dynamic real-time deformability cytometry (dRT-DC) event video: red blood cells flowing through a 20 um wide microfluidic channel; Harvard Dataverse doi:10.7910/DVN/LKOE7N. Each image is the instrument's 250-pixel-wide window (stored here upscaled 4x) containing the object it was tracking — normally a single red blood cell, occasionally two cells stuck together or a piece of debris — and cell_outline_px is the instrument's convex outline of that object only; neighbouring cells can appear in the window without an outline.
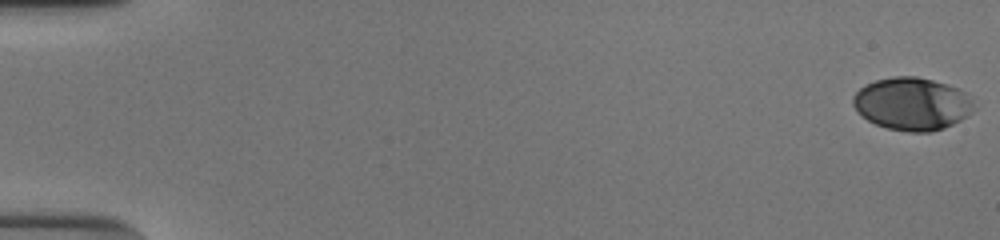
{"species": "human", "species_latin": "Homo sapiens", "temperature_condition": "cold", "stored_images_in_passage": 54, "camera_frame_rate_fps": 3000, "um_per_image_px": 0.085, "donor": {"sex": "male"}, "frame": {"image": 1, "passage_image": 1, "time_ms": 0.0, "image_size_px": [1000, 240], "cell_outline_px": [[976, 108], [968, 116], [944, 128], [932, 132], [908, 132], [888, 128], [876, 124], [868, 120], [852, 104], [852, 96], [864, 84], [876, 80], [892, 76], [916, 76], [948, 84], [964, 92], [972, 100]], "centroid_in_image_um": [77.54, 8.82], "position_along_channel_um": 7.5, "area_um2": 37.17}}
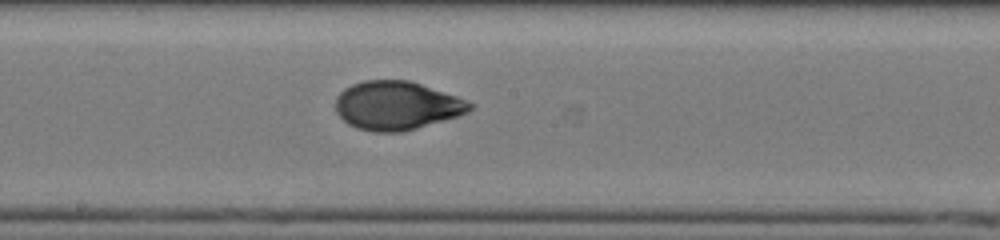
{"frame": {"image": 2, "passage_image": 31, "time_ms": 10.0, "image_size_px": [1000, 240], "cell_outline_px": [[476, 104], [468, 112], [456, 116], [416, 128], [400, 132], [372, 132], [356, 128], [348, 124], [336, 112], [336, 96], [344, 88], [352, 84], [364, 80], [408, 80], [456, 96]], "centroid_in_image_um": [33.69, 8.97], "position_along_channel_um": 214.5, "area_um2": 37.86}}
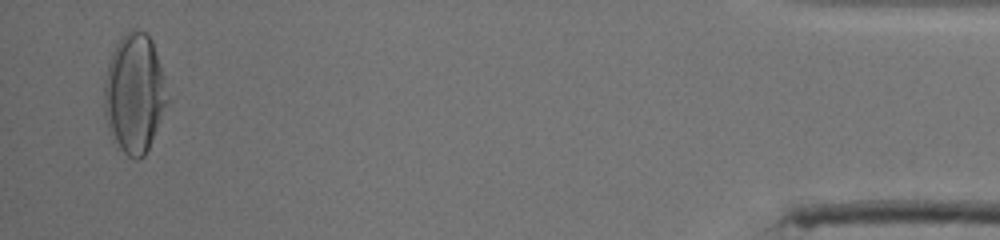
{"frame": {"image": 3, "passage_image": 53, "time_ms": 17.333, "image_size_px": [1000, 240], "cell_outline_px": [[172, 100], [144, 156], [140, 160], [136, 160], [128, 156], [112, 144], [108, 132], [104, 116], [104, 80], [108, 64], [112, 52], [120, 36], [128, 28], [132, 28], [144, 32], [152, 40]], "centroid_in_image_um": [11.44, 7.98], "position_along_channel_um": 423.8, "area_um2": 45.37}, "authors_computed_cell_mechanics": {"area_um2": 37.6856, "velocity_mm_per_s": 3.8575, "shape_relaxation_time_tau1_ms": 4.6895, "shape_relaxation_time_tau2_ms": 1.0224, "deformation_change_tau1": 0.1873, "deformation_change_tau2": 0.0434}}